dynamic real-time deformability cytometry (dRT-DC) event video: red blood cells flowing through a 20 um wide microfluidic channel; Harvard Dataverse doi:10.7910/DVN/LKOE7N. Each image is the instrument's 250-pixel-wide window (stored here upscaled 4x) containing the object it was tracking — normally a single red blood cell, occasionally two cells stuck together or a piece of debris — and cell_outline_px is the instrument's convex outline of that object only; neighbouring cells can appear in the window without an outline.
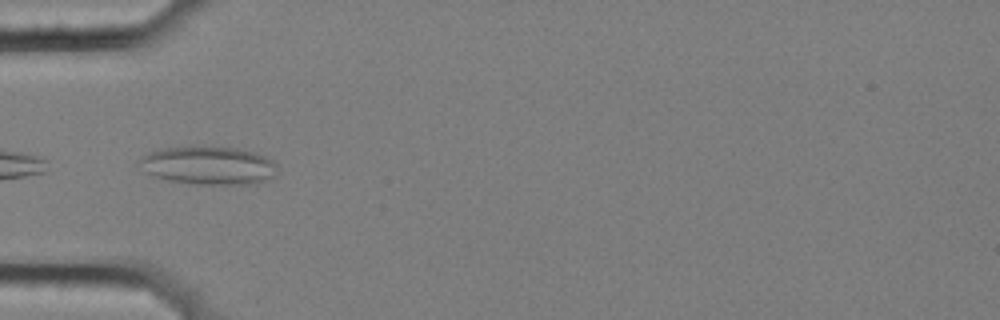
{"species": "common noctule bat (a hibernating species)", "species_latin": "Nyctalus noctula", "temperature_condition": "cold", "stored_images_in_passage": 8, "camera_frame_rate_fps": 3000, "um_per_image_px": 0.085, "animal": {"sex": "female", "body_mass_g": 25.1}, "frame": {"image": 1, "passage_image": 5, "time_ms": 1.333, "image_size_px": [1000, 320], "cell_outline_px": [[276, 176], [256, 184], [192, 184], [168, 180], [152, 176], [136, 160], [160, 148], [236, 148], [252, 152], [264, 156], [272, 160], [276, 164]], "centroid_in_image_um": [17.76, 14.1], "position_along_channel_um": 67.2, "area_um2": 30.17}}